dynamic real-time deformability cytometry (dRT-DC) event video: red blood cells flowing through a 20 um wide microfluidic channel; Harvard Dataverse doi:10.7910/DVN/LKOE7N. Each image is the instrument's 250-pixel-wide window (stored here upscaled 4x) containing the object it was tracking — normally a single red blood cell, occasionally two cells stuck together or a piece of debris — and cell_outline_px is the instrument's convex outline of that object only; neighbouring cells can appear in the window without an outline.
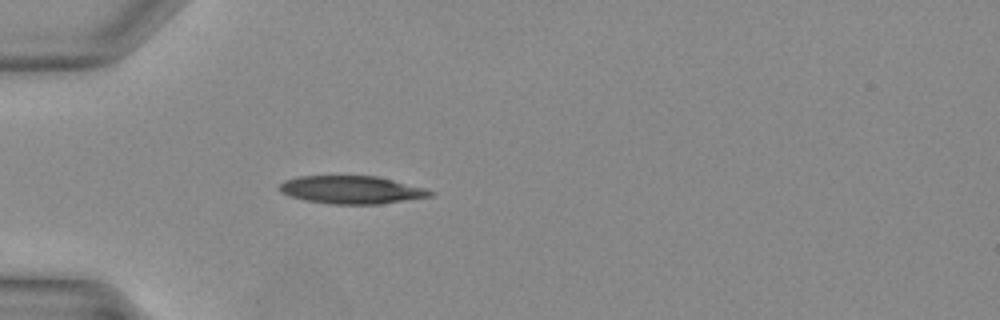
{"species": "Egyptian fruit bat (a non-hibernating species)", "species_latin": "Rousettus aegyptiacus", "temperature_condition": "warm", "stored_images_in_passage": 28, "camera_frame_rate_fps": 3000, "um_per_image_px": 0.085, "animal": {"sex": "female"}, "frame": {"image": 1, "passage_image": 1, "time_ms": 0.0, "image_size_px": [1000, 320], "cell_outline_px": [[436, 192], [432, 196], [380, 204], [332, 204], [308, 200], [292, 196], [284, 192], [280, 188], [280, 184], [284, 180], [300, 176], [376, 176], [424, 188]], "centroid_in_image_um": [29.92, 16.13], "position_along_channel_um": 55.1, "area_um2": 24.04}}
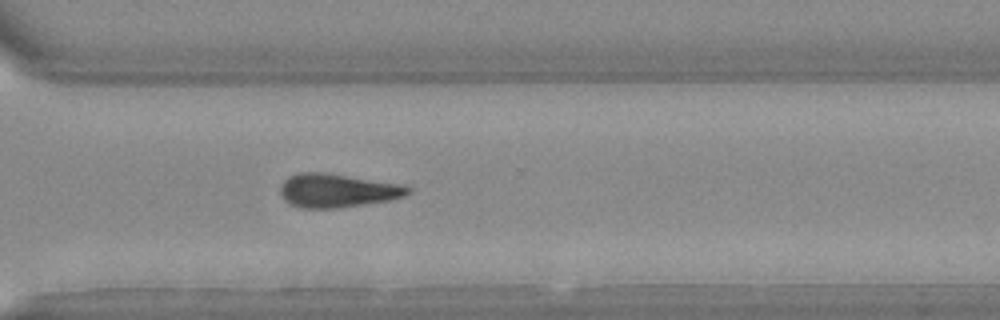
{"frame": {"image": 2, "passage_image": 18, "time_ms": 5.667, "image_size_px": [1000, 320], "cell_outline_px": [[412, 192], [404, 196], [388, 200], [364, 204], [336, 208], [300, 208], [284, 200], [280, 192], [280, 184], [288, 176], [300, 172], [320, 172], [396, 184], [412, 188]], "centroid_in_image_um": [28.6, 16.2], "position_along_channel_um": 342.0, "area_um2": 24.57}}
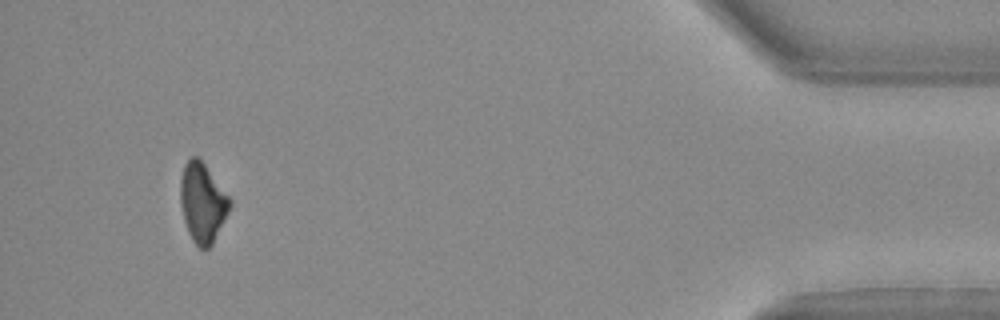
{"frame": {"image": 3, "passage_image": 26, "time_ms": 8.333, "image_size_px": [1000, 320], "cell_outline_px": [[232, 204], [212, 244], [208, 248], [200, 248], [192, 240], [188, 232], [184, 220], [180, 204], [180, 180], [184, 164], [192, 156], [196, 156], [204, 164], [232, 200]], "centroid_in_image_um": [17.2, 17.22], "position_along_channel_um": 418.0, "area_um2": 22.6}}